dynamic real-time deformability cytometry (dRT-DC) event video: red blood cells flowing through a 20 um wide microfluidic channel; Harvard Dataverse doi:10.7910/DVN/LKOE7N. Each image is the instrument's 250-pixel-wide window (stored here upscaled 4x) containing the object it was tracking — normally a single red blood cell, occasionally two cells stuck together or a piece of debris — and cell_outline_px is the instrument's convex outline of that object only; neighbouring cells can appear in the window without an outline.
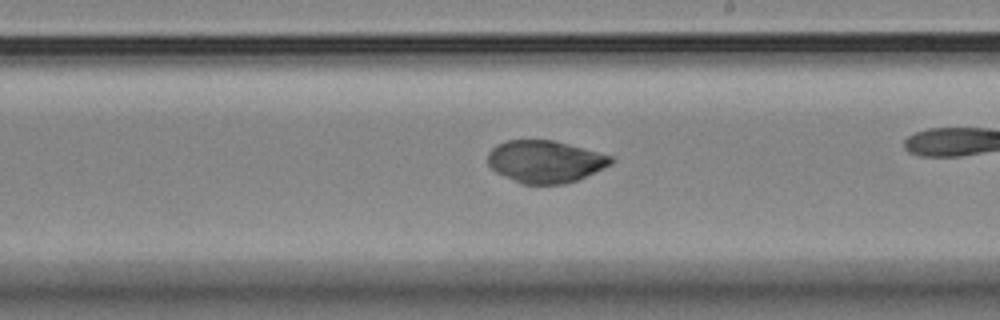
{"species": "Egyptian fruit bat (a non-hibernating species)", "species_latin": "Rousettus aegyptiacus", "temperature_condition": "room temperature", "stored_images_in_passage": 22, "camera_frame_rate_fps": 3000, "um_per_image_px": 0.085, "animal": {"sex": "female"}, "frame": {"image": 1, "passage_image": 10, "time_ms": 3.0, "image_size_px": [1000, 320], "cell_outline_px": [[616, 160], [612, 164], [604, 168], [576, 180], [564, 184], [520, 184], [496, 172], [488, 164], [488, 152], [496, 144], [504, 140], [552, 140], [568, 144], [612, 156]], "centroid_in_image_um": [46.32, 13.73], "position_along_channel_um": 242.7, "area_um2": 30.35}}
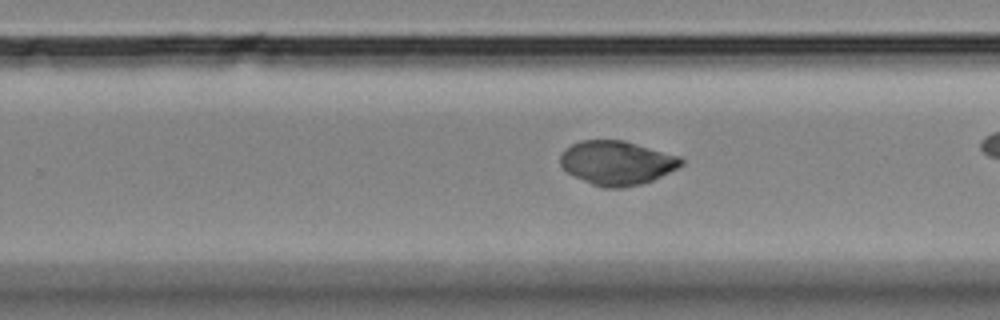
{"frame": {"image": 2, "passage_image": 13, "time_ms": 4.0, "image_size_px": [1000, 320], "cell_outline_px": [[684, 164], [652, 180], [640, 184], [620, 188], [604, 188], [592, 184], [568, 172], [560, 164], [560, 156], [572, 144], [580, 140], [624, 140], [680, 156], [684, 160]], "centroid_in_image_um": [52.45, 13.83], "position_along_channel_um": 277.3, "area_um2": 30.69}}